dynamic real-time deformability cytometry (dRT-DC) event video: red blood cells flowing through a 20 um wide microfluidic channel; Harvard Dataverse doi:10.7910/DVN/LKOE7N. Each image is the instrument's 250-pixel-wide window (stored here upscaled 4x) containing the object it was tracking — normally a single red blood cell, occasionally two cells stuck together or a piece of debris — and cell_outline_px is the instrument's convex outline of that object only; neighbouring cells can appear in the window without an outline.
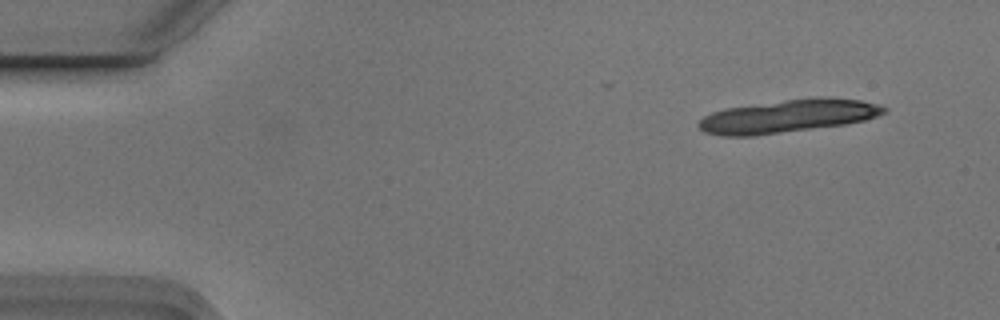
{"species": "Egyptian fruit bat (a non-hibernating species)", "species_latin": "Rousettus aegyptiacus", "temperature_condition": "cold", "stored_images_in_passage": 6, "camera_frame_rate_fps": 3000, "um_per_image_px": 0.085, "animal": {"sex": "male"}, "frame": {"image": 1, "passage_image": 1, "time_ms": 0.0, "image_size_px": [1000, 320], "cell_outline_px": [[888, 108], [884, 112], [876, 116], [864, 120], [844, 124], [752, 136], [724, 136], [704, 132], [696, 124], [704, 116], [712, 112], [728, 108], [812, 96], [824, 96], [860, 100], [876, 104]], "centroid_in_image_um": [66.97, 9.86], "position_along_channel_um": 18.0, "area_um2": 35.37}}